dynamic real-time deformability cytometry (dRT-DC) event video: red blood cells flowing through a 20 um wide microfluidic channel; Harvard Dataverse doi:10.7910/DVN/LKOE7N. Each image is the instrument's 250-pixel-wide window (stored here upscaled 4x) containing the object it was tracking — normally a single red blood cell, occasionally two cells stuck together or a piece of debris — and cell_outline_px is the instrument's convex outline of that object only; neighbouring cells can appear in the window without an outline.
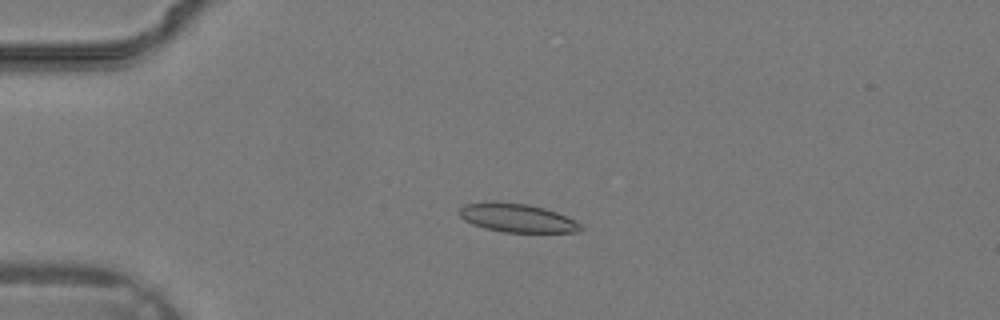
{"species": "common noctule bat (a hibernating species)", "species_latin": "Nyctalus noctula", "temperature_condition": "warm", "stored_images_in_passage": 31, "camera_frame_rate_fps": 3000, "um_per_image_px": 0.085, "animal": {"sex": "male", "body_mass_g": 19.2, "forearm_length_mm": 51.8}, "frame": {"image": 1, "passage_image": 4, "time_ms": 1.0, "image_size_px": [1000, 320], "cell_outline_px": [[584, 228], [580, 232], [504, 232], [484, 228], [472, 224], [464, 220], [460, 216], [460, 208], [464, 204], [492, 200], [528, 204], [544, 208], [556, 212], [576, 220]], "centroid_in_image_um": [43.95, 18.51], "position_along_channel_um": 41.1, "area_um2": 20.46}}
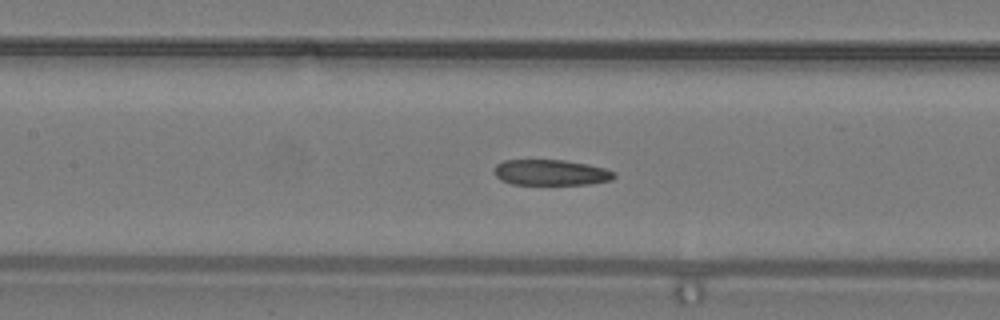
{"frame": {"image": 2, "passage_image": 12, "time_ms": 3.667, "image_size_px": [1000, 320], "cell_outline_px": [[616, 176], [612, 180], [592, 184], [512, 184], [500, 180], [496, 176], [496, 164], [504, 160], [564, 160], [588, 164], [604, 168], [616, 172]], "centroid_in_image_um": [46.87, 14.66], "position_along_channel_um": 160.5, "area_um2": 17.98}}
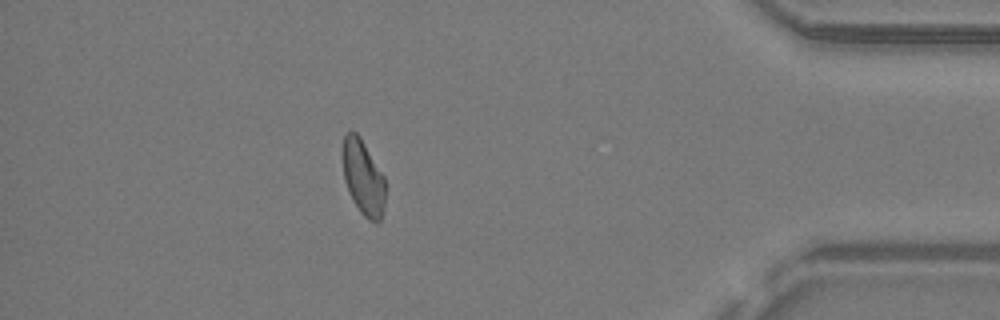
{"frame": {"image": 3, "passage_image": 27, "time_ms": 8.667, "image_size_px": [1000, 320], "cell_outline_px": [[384, 204], [380, 220], [376, 224], [368, 220], [360, 212], [352, 200], [344, 180], [340, 156], [344, 136], [348, 132], [356, 132], [360, 136], [384, 176]], "centroid_in_image_um": [30.82, 15.07], "position_along_channel_um": 404.4, "area_um2": 18.96}}